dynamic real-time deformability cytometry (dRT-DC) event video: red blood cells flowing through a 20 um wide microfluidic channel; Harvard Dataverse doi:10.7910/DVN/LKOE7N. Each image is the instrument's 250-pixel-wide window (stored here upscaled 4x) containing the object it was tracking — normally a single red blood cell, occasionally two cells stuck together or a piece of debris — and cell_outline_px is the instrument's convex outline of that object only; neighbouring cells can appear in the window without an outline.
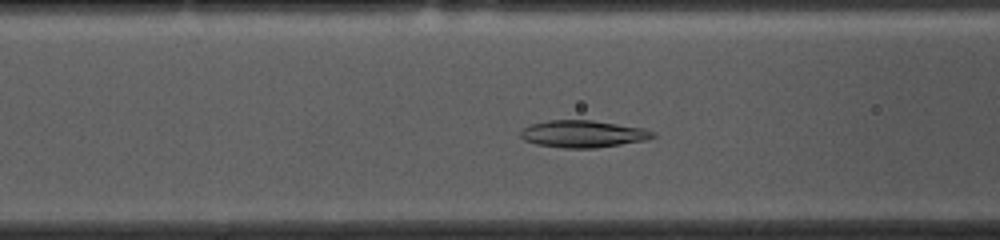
{"species": "common noctule bat (a hibernating species)", "species_latin": "Nyctalus noctula", "temperature_condition": "cold", "stored_images_in_passage": 51, "camera_frame_rate_fps": 3000, "um_per_image_px": 0.085, "animal": {"sex": "female", "body_mass_g": 10.0, "forearm_length_mm": 53.1}, "frame": {"image": 1, "passage_image": 17, "time_ms": 5.333, "image_size_px": [1000, 240], "cell_outline_px": [[656, 136], [648, 140], [596, 148], [564, 148], [536, 144], [524, 140], [520, 136], [520, 132], [524, 128], [532, 124], [548, 120], [592, 120], [644, 128], [656, 132]], "centroid_in_image_um": [49.6, 11.38], "position_along_channel_um": 117.0, "area_um2": 20.98}}
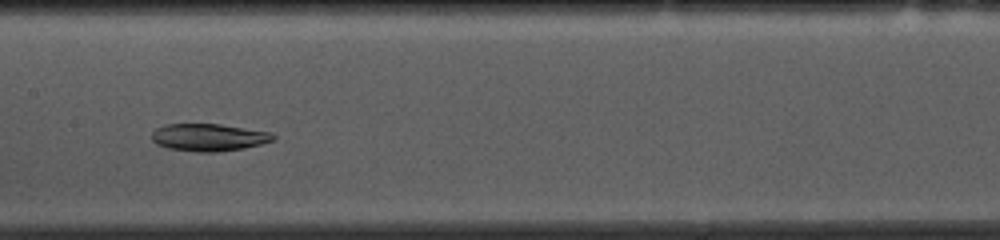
{"frame": {"image": 2, "passage_image": 23, "time_ms": 7.333, "image_size_px": [1000, 240], "cell_outline_px": [[276, 140], [244, 148], [216, 152], [196, 152], [168, 148], [156, 144], [152, 140], [152, 132], [156, 128], [164, 124], [220, 124], [272, 132], [276, 136]], "centroid_in_image_um": [17.75, 11.67], "position_along_channel_um": 189.6, "area_um2": 19.54}}
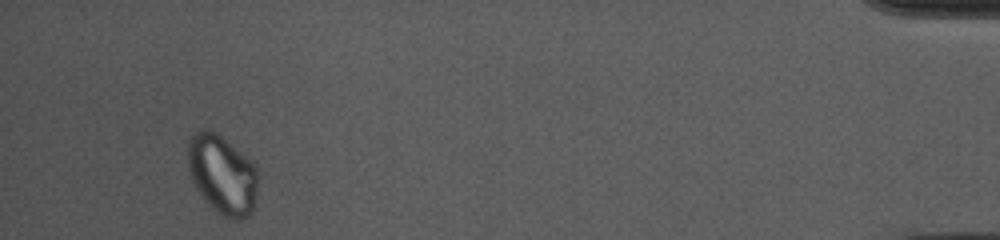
{"frame": {"image": 3, "passage_image": 48, "time_ms": 15.667, "image_size_px": [1000, 240], "cell_outline_px": [[260, 180], [252, 212], [248, 216], [240, 220], [228, 220], [216, 212], [204, 200], [196, 188], [192, 180], [188, 168], [188, 140], [200, 128], [208, 128], [216, 132], [252, 160], [256, 164]], "centroid_in_image_um": [18.93, 14.85], "position_along_channel_um": 416.3, "area_um2": 33.18}, "authors_computed_cell_mechanics": {"area_um2": 22.9466, "velocity_mm_per_s": 3.6219, "shape_relaxation_time_tau1_ms": null, "shape_relaxation_time_tau2_ms": 6.2933, "deformation_change_tau1": null, "deformation_change_tau2": 0.0792}}